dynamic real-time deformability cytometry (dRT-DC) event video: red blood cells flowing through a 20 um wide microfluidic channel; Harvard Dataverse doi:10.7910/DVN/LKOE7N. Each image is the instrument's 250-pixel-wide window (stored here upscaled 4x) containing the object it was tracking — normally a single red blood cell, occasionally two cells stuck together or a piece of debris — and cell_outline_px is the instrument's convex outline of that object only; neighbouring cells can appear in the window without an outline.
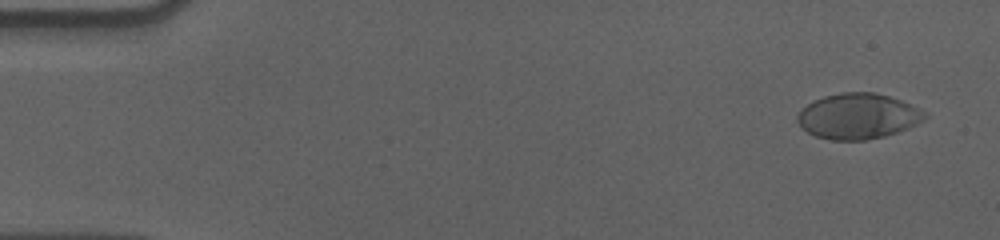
{"species": "human", "species_latin": "Homo sapiens", "temperature_condition": "cold", "stored_images_in_passage": 36, "camera_frame_rate_fps": 3000, "um_per_image_px": 0.085, "donor": {"sex": "male"}, "frame": {"image": 1, "passage_image": 3, "time_ms": 0.667, "image_size_px": [1000, 240], "cell_outline_px": [[928, 116], [924, 120], [908, 128], [884, 136], [864, 140], [832, 140], [816, 136], [808, 132], [796, 120], [796, 116], [808, 104], [824, 96], [840, 92], [872, 92], [888, 96], [900, 100], [920, 108]], "centroid_in_image_um": [72.94, 9.87], "position_along_channel_um": 12.1, "area_um2": 33.47}}
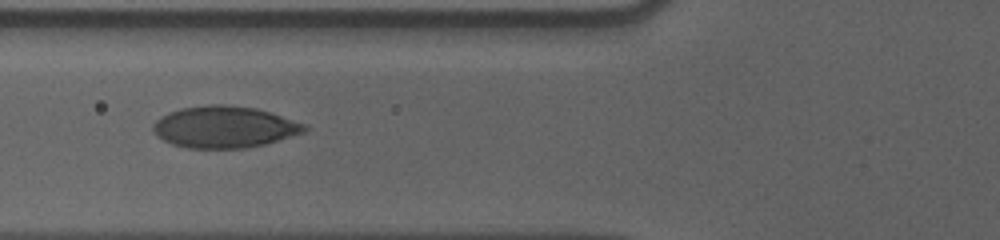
{"frame": {"image": 2, "passage_image": 22, "time_ms": 7.0, "image_size_px": [1000, 240], "cell_outline_px": [[308, 128], [304, 132], [264, 144], [248, 148], [188, 148], [172, 144], [164, 140], [152, 128], [152, 124], [160, 116], [168, 112], [180, 108], [208, 104], [224, 104], [256, 108], [304, 124]], "centroid_in_image_um": [19.03, 10.79], "position_along_channel_um": 106.8, "area_um2": 36.47}}
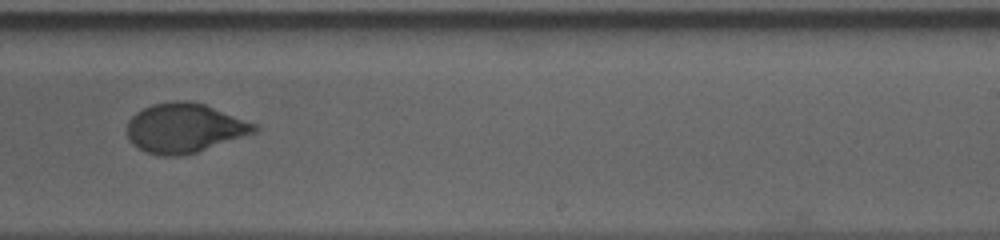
{"frame": {"image": 3, "passage_image": 36, "time_ms": 11.667, "image_size_px": [1000, 240], "cell_outline_px": [[260, 128], [256, 132], [196, 152], [180, 156], [160, 156], [136, 148], [128, 140], [128, 120], [136, 112], [152, 104], [176, 100], [188, 100], [204, 104], [256, 124]], "centroid_in_image_um": [15.65, 10.88], "position_along_channel_um": 273.4, "area_um2": 36.53}}